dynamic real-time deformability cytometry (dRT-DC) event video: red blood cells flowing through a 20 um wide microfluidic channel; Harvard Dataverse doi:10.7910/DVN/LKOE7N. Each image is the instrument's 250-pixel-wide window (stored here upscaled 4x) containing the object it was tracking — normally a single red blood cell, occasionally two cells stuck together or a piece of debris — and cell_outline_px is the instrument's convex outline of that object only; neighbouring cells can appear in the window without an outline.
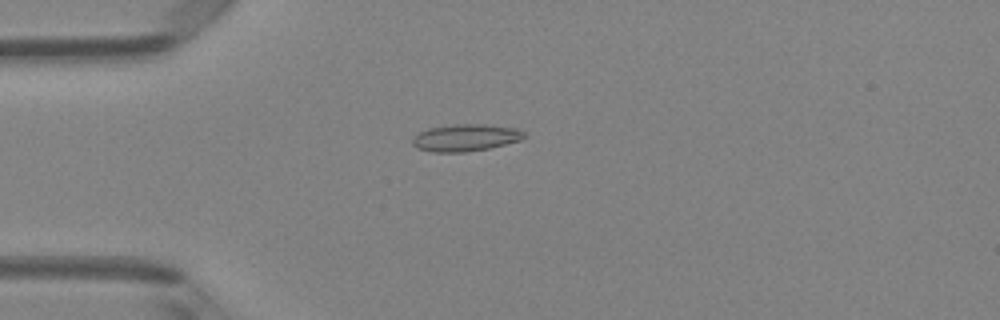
{"species": "Egyptian fruit bat (a non-hibernating species)", "species_latin": "Rousettus aegyptiacus", "temperature_condition": "room temperature", "stored_images_in_passage": 4, "camera_frame_rate_fps": 3000, "um_per_image_px": 0.085, "animal": {"sex": "female"}, "frame": {"image": 1, "passage_image": 4, "time_ms": 1.0, "image_size_px": [1000, 320], "cell_outline_px": [[528, 136], [520, 140], [488, 148], [464, 152], [432, 152], [416, 148], [412, 144], [412, 140], [420, 132], [428, 128], [452, 124], [484, 124], [516, 128], [524, 132]], "centroid_in_image_um": [39.57, 11.7], "position_along_channel_um": 45.4, "area_um2": 17.57}}